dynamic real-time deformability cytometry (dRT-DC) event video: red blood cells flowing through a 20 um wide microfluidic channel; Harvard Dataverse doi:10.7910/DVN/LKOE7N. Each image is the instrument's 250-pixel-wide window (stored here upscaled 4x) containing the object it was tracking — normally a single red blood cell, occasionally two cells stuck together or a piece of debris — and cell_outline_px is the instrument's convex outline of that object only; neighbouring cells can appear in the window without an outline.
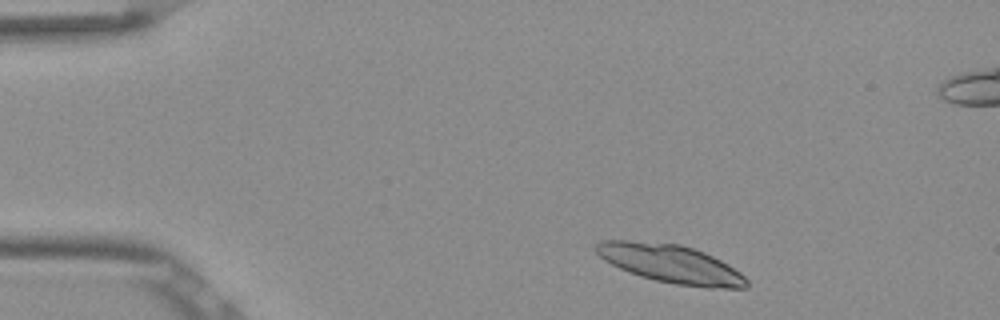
{"species": "Egyptian fruit bat (a non-hibernating species)", "species_latin": "Rousettus aegyptiacus", "temperature_condition": "room temperature", "stored_images_in_passage": 46, "camera_frame_rate_fps": 3000, "um_per_image_px": 0.085, "frame": {"image": 1, "passage_image": 1, "time_ms": 0.0, "image_size_px": [1000, 320], "cell_outline_px": [[748, 288], [708, 288], [676, 284], [656, 280], [640, 276], [628, 272], [604, 260], [596, 252], [596, 244], [600, 240], [628, 240], [680, 244], [704, 252], [728, 264], [740, 272], [748, 280]], "centroid_in_image_um": [57.03, 22.42], "position_along_channel_um": 28.0, "area_um2": 33.52}}